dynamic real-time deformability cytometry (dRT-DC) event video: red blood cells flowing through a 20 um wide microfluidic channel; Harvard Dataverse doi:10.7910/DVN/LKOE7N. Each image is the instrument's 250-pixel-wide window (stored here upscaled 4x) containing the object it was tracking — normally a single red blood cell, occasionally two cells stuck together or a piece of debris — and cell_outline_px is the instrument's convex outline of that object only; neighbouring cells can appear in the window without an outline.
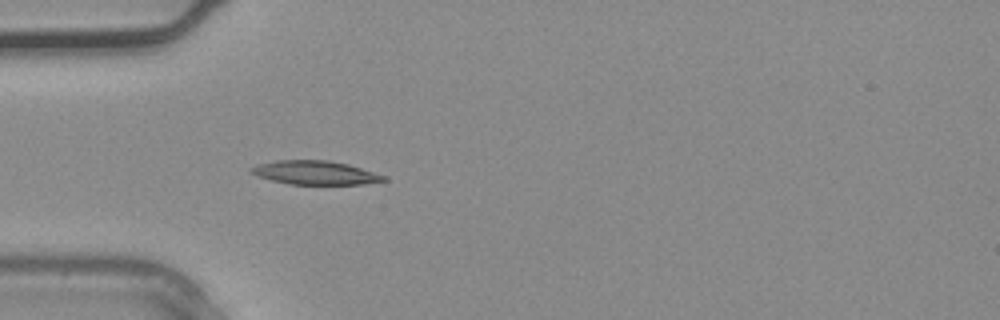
{"species": "common noctule bat (a hibernating species)", "species_latin": "Nyctalus noctula", "temperature_condition": "warm", "stored_images_in_passage": 31, "camera_frame_rate_fps": 3000, "um_per_image_px": 0.085, "animal": {"sex": "male", "body_mass_g": 20.4}, "frame": {"image": 1, "passage_image": 10, "time_ms": 3.0, "image_size_px": [1000, 320], "cell_outline_px": [[388, 180], [364, 184], [292, 184], [272, 180], [248, 172], [248, 168], [256, 164], [276, 160], [328, 160], [348, 164], [388, 176]], "centroid_in_image_um": [26.8, 14.67], "position_along_channel_um": 58.2, "area_um2": 18.44}}